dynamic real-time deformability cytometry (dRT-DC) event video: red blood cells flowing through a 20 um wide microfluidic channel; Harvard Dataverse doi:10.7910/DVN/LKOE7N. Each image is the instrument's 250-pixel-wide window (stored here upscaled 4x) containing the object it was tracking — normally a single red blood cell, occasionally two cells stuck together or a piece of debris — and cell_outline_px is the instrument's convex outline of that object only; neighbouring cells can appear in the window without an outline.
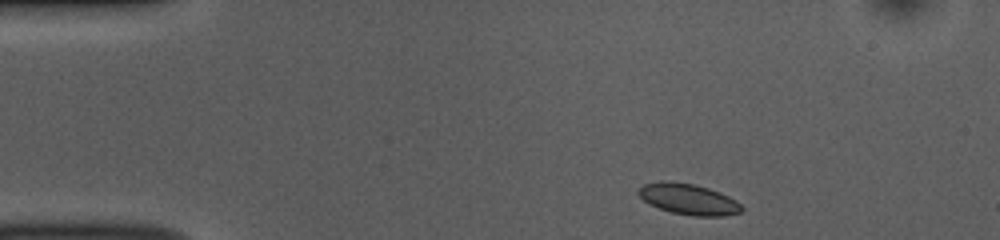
{"species": "common noctule bat (a hibernating species)", "species_latin": "Nyctalus noctula", "temperature_condition": "room temperature", "stored_images_in_passage": 45, "camera_frame_rate_fps": 3000, "um_per_image_px": 0.085, "animal": {"sex": "female", "body_mass_g": 10.0, "forearm_length_mm": 53.1}, "frame": {"image": 1, "passage_image": 1, "time_ms": 0.0, "image_size_px": [1000, 240], "cell_outline_px": [[744, 208], [740, 212], [724, 216], [692, 216], [672, 212], [648, 204], [636, 192], [636, 188], [644, 184], [660, 180], [668, 180], [692, 184], [708, 188], [728, 196], [736, 200]], "centroid_in_image_um": [58.48, 16.92], "position_along_channel_um": 26.5, "area_um2": 18.67}}
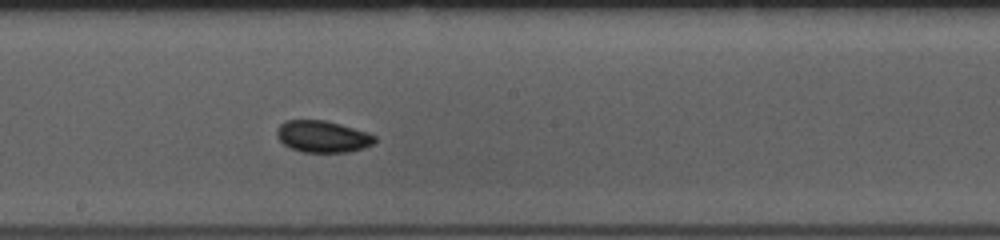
{"frame": {"image": 2, "passage_image": 21, "time_ms": 6.667, "image_size_px": [1000, 240], "cell_outline_px": [[376, 140], [372, 144], [364, 148], [348, 152], [304, 152], [292, 148], [284, 144], [276, 136], [276, 128], [284, 120], [324, 120], [340, 124], [368, 132], [376, 136]], "centroid_in_image_um": [27.42, 11.6], "position_along_channel_um": 220.8, "area_um2": 18.15}}
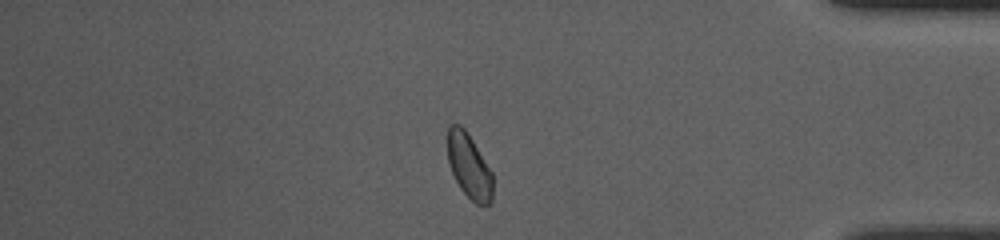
{"frame": {"image": 3, "passage_image": 37, "time_ms": 12.0, "image_size_px": [1000, 240], "cell_outline_px": [[492, 204], [476, 204], [460, 188], [452, 172], [448, 160], [448, 128], [452, 124], [460, 124], [468, 132], [492, 172]], "centroid_in_image_um": [39.88, 14.1], "position_along_channel_um": 395.3, "area_um2": 16.88}, "authors_computed_cell_mechanics": {"area_um2": 17.9758, "velocity_mm_per_s": 3.8253, "shape_relaxation_time_tau1_ms": 3.1345, "shape_relaxation_time_tau2_ms": 6.5859, "deformation_change_tau1": 0.0604, "deformation_change_tau2": 0.0657}}